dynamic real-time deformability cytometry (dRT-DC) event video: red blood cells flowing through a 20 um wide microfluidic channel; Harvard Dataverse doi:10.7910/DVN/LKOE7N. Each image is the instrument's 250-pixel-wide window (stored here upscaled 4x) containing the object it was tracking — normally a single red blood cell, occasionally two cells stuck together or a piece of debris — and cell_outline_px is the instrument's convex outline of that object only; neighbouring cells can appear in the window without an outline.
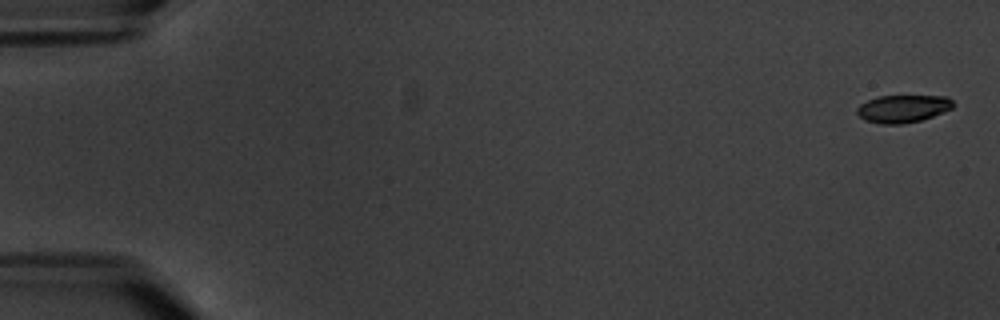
{"species": "common noctule bat (a hibernating species)", "species_latin": "Nyctalus noctula", "temperature_condition": "warm", "stored_images_in_passage": 5, "segment_of_instrument_passage": [2, 2], "camera_frame_rate_fps": 3000, "um_per_image_px": 0.085, "animal": {"sex": "male", "body_mass_g": 20.1, "forearm_length_mm": 53.5}, "frame": {"image": 1, "passage_image": 5, "time_ms": 5.667, "image_size_px": [1000, 320], "cell_outline_px": [[956, 104], [952, 108], [932, 116], [920, 120], [904, 124], [880, 124], [864, 120], [856, 112], [856, 108], [860, 104], [868, 100], [880, 96], [948, 96]], "centroid_in_image_um": [76.74, 9.24], "position_along_channel_um": 8.3, "area_um2": 15.49}}